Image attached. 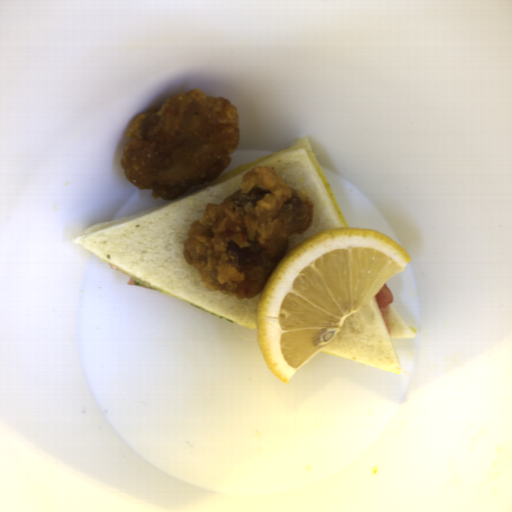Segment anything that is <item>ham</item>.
I'll list each match as a JSON object with an SVG mask.
<instances>
[{"instance_id":"obj_1","label":"ham","mask_w":512,"mask_h":512,"mask_svg":"<svg viewBox=\"0 0 512 512\" xmlns=\"http://www.w3.org/2000/svg\"><path fill=\"white\" fill-rule=\"evenodd\" d=\"M108 265H109V267L113 268L114 270H119V271H121L123 274H125V275L129 278V280H128V282H127L129 286H139V287L147 288V289H149V290H154V289H153V288H151V287H146V286H142V285H136V284H135V281H134V280H133V279H132V278H131V277H130V276H129V275H128V274H127V273H126L122 268H121V267L116 266V265H114V264H111V263H109V262H108ZM154 291H156V290H154Z\"/></svg>"}]
</instances>
